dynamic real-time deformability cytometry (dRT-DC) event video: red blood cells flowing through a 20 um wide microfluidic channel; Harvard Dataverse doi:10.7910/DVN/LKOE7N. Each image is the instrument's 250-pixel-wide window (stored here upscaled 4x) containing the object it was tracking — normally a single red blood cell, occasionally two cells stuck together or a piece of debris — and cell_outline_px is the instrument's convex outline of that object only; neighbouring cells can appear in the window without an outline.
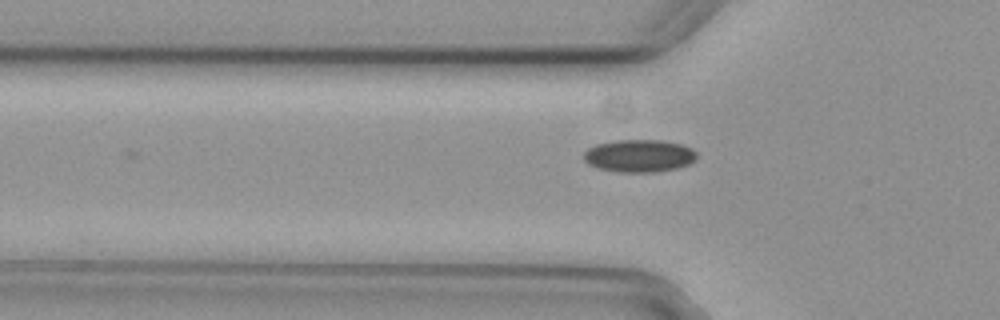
{"species": "common noctule bat (a hibernating species)", "species_latin": "Nyctalus noctula", "temperature_condition": "cold", "stored_images_in_passage": 8, "camera_frame_rate_fps": 3000, "um_per_image_px": 0.085, "animal": {"sex": "female", "body_mass_g": 29.2, "forearm_length_mm": 56.3}, "frame": {"image": 1, "passage_image": 5, "time_ms": 1.333, "image_size_px": [1000, 320], "cell_outline_px": [[696, 156], [688, 164], [676, 168], [656, 172], [616, 172], [600, 168], [588, 164], [584, 160], [584, 152], [588, 148], [596, 144], [616, 140], [660, 140], [680, 144], [692, 148], [696, 152]], "centroid_in_image_um": [54.3, 13.24], "position_along_channel_um": 71.5, "area_um2": 21.33}}
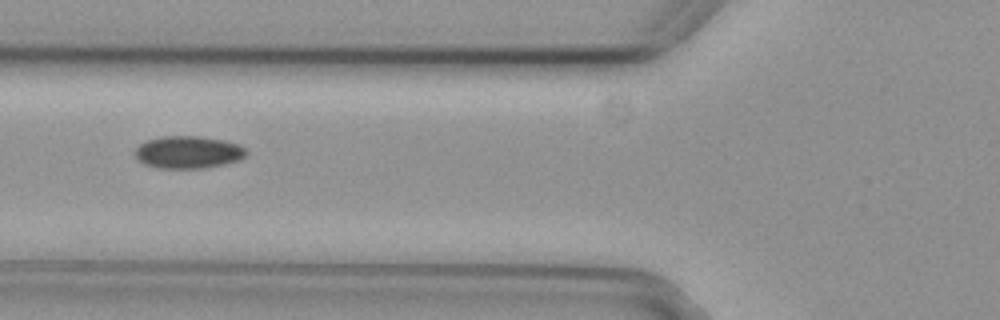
{"frame": {"image": 2, "passage_image": 6, "time_ms": 1.667, "image_size_px": [1000, 320], "cell_outline_px": [[248, 152], [240, 160], [224, 164], [204, 168], [156, 168], [144, 164], [136, 156], [136, 148], [140, 144], [148, 140], [160, 136], [200, 136], [224, 140], [240, 144]], "centroid_in_image_um": [16.02, 12.93], "position_along_channel_um": 109.8, "area_um2": 21.04}}
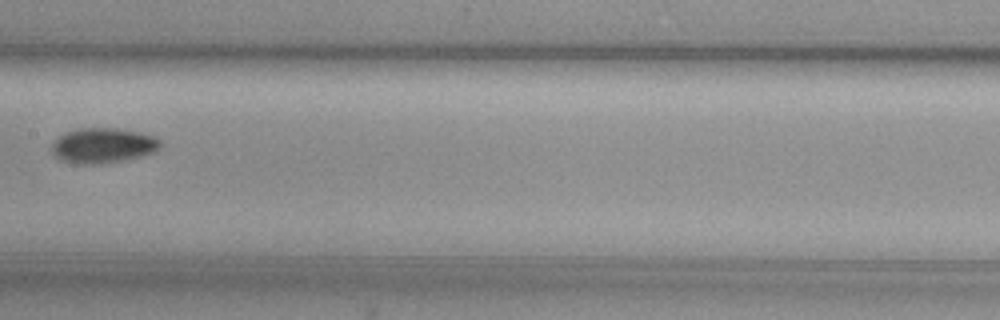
{"frame": {"image": 3, "passage_image": 8, "time_ms": 2.333, "image_size_px": [1000, 320], "cell_outline_px": [[160, 144], [156, 152], [124, 160], [100, 164], [76, 164], [60, 160], [52, 156], [52, 144], [64, 132], [76, 128], [116, 128], [140, 132], [152, 136], [160, 140]], "centroid_in_image_um": [8.71, 12.37], "position_along_channel_um": 198.7, "area_um2": 22.37}}